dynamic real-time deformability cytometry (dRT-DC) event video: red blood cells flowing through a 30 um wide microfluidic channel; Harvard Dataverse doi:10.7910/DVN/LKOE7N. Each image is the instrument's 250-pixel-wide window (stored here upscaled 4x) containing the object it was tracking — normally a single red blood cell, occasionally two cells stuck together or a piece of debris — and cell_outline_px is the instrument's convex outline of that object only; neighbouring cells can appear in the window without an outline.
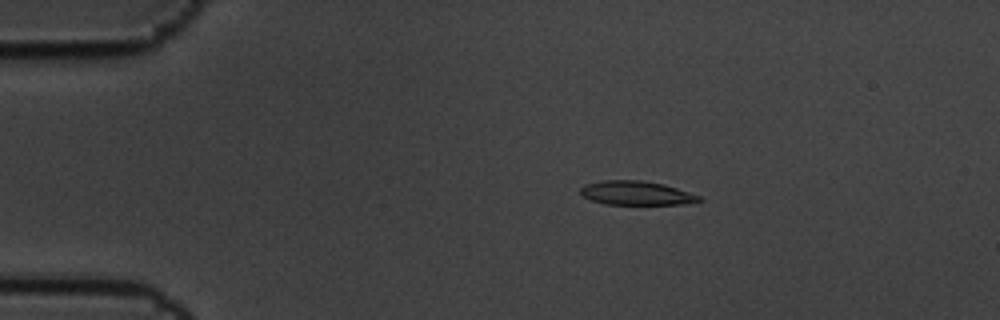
{"species": "common noctule bat (a hibernating species)", "species_latin": "Nyctalus noctula", "temperature_condition": "cold", "stored_images_in_passage": 6, "camera_frame_rate_fps": 3000, "um_per_image_px": 0.085, "animal": {"sex": "male", "body_mass_g": 19.5, "forearm_length_mm": 54.6}, "frame": {"image": 1, "passage_image": 4, "time_ms": 1.0, "image_size_px": [1000, 320], "cell_outline_px": [[704, 200], [684, 204], [604, 204], [592, 200], [584, 196], [580, 192], [580, 188], [584, 184], [600, 180], [640, 180], [664, 184], [700, 196]], "centroid_in_image_um": [54.06, 16.4], "position_along_channel_um": 30.9, "area_um2": 16.53}}
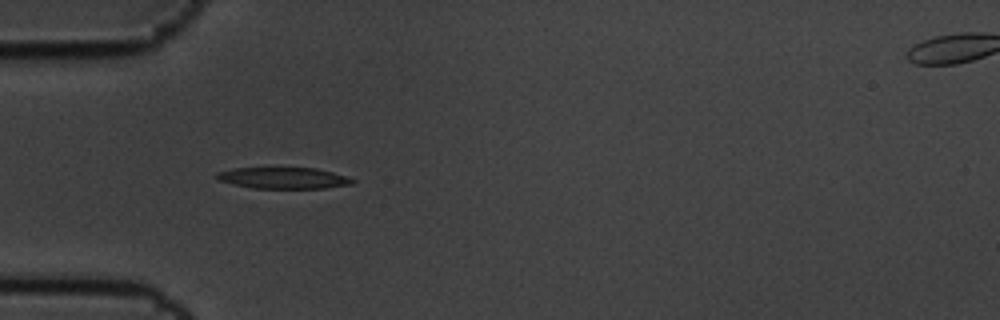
{"frame": {"image": 2, "passage_image": 5, "time_ms": 1.333, "image_size_px": [1000, 320], "cell_outline_px": [[356, 180], [352, 184], [324, 188], [252, 188], [220, 180], [216, 176], [216, 172], [232, 168], [316, 168], [332, 172]], "centroid_in_image_um": [24.1, 15.12], "position_along_channel_um": 60.9, "area_um2": 16.59}}
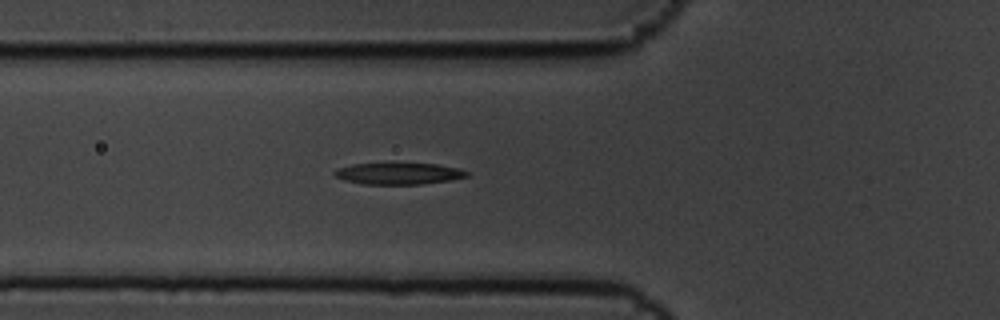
{"frame": {"image": 3, "passage_image": 6, "time_ms": 1.667, "image_size_px": [1000, 320], "cell_outline_px": [[468, 176], [448, 180], [420, 184], [364, 184], [344, 180], [336, 176], [332, 172], [336, 168], [352, 164], [436, 164], [456, 168], [468, 172]], "centroid_in_image_um": [33.82, 14.76], "position_along_channel_um": 92.0, "area_um2": 16.24}}